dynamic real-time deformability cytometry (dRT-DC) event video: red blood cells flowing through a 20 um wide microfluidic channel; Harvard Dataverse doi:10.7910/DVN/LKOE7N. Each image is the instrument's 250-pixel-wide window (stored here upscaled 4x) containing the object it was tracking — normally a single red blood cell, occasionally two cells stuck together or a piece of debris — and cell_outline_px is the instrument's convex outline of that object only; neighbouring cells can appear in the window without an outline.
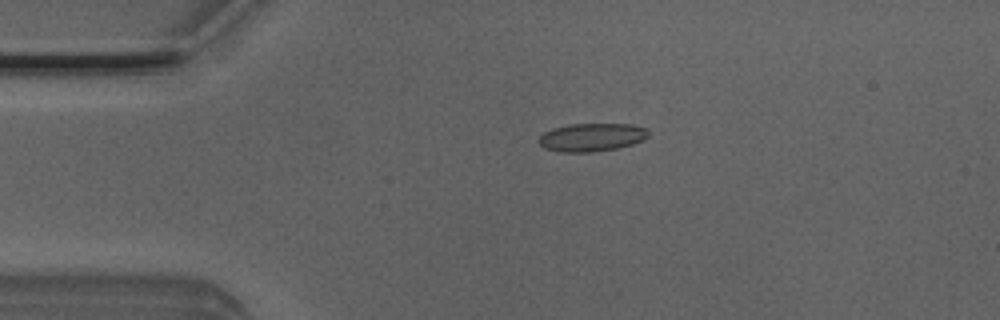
{"species": "Egyptian fruit bat (a non-hibernating species)", "species_latin": "Rousettus aegyptiacus", "temperature_condition": "room temperature", "stored_images_in_passage": 47, "camera_frame_rate_fps": 3000, "um_per_image_px": 0.085, "animal": {"sex": "male"}, "frame": {"image": 1, "passage_image": 7, "time_ms": 2.0, "image_size_px": [1000, 320], "cell_outline_px": [[648, 136], [644, 140], [632, 144], [616, 148], [592, 152], [560, 152], [544, 148], [536, 140], [544, 132], [552, 128], [568, 124], [632, 124], [648, 128]], "centroid_in_image_um": [50.28, 11.66], "position_along_channel_um": 34.7, "area_um2": 18.15}}
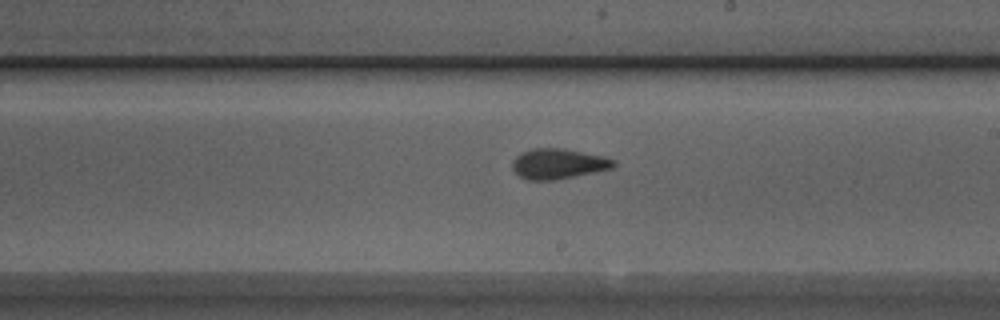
{"frame": {"image": 2, "passage_image": 25, "time_ms": 8.0, "image_size_px": [1000, 320], "cell_outline_px": [[616, 164], [612, 168], [552, 180], [528, 180], [520, 176], [512, 168], [512, 160], [520, 152], [532, 148], [564, 148], [604, 156], [616, 160]], "centroid_in_image_um": [47.43, 13.9], "position_along_channel_um": 241.6, "area_um2": 17.8}}
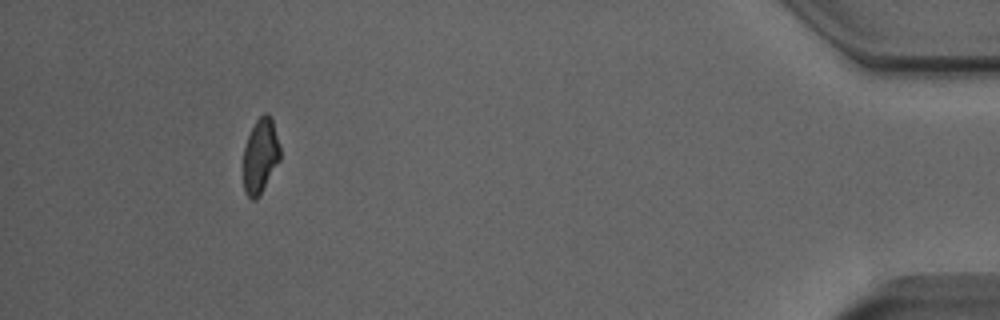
{"frame": {"image": 3, "passage_image": 43, "time_ms": 14.0, "image_size_px": [1000, 320], "cell_outline_px": [[280, 160], [256, 200], [252, 200], [244, 192], [244, 148], [248, 136], [256, 120], [264, 112], [268, 112], [272, 116], [280, 144]], "centroid_in_image_um": [22.15, 13.2], "position_along_channel_um": 413.0, "area_um2": 16.07}, "authors_computed_cell_mechanics": {"area_um2": 17.5134, "velocity_mm_per_s": 4.0221, "shape_relaxation_time_tau1_ms": 8.9633, "shape_relaxation_time_tau2_ms": 1.6692, "deformation_change_tau1": 0.1711, "deformation_change_tau2": 0.083}}